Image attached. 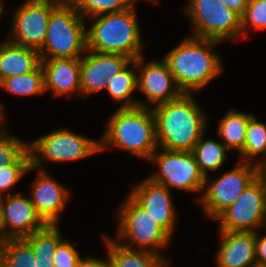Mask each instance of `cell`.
<instances>
[{
	"instance_id": "6da1fadb",
	"label": "cell",
	"mask_w": 266,
	"mask_h": 267,
	"mask_svg": "<svg viewBox=\"0 0 266 267\" xmlns=\"http://www.w3.org/2000/svg\"><path fill=\"white\" fill-rule=\"evenodd\" d=\"M157 143L166 150L192 152L203 135L204 115L191 94L155 106Z\"/></svg>"
},
{
	"instance_id": "7a4b0ae2",
	"label": "cell",
	"mask_w": 266,
	"mask_h": 267,
	"mask_svg": "<svg viewBox=\"0 0 266 267\" xmlns=\"http://www.w3.org/2000/svg\"><path fill=\"white\" fill-rule=\"evenodd\" d=\"M218 42L199 37L187 38L164 58L183 93L200 90L221 73L218 55L210 52Z\"/></svg>"
},
{
	"instance_id": "3957f363",
	"label": "cell",
	"mask_w": 266,
	"mask_h": 267,
	"mask_svg": "<svg viewBox=\"0 0 266 267\" xmlns=\"http://www.w3.org/2000/svg\"><path fill=\"white\" fill-rule=\"evenodd\" d=\"M134 14V6L120 12L100 14L86 31L87 50L122 54L134 61L135 67L142 66L140 29Z\"/></svg>"
},
{
	"instance_id": "277c9868",
	"label": "cell",
	"mask_w": 266,
	"mask_h": 267,
	"mask_svg": "<svg viewBox=\"0 0 266 267\" xmlns=\"http://www.w3.org/2000/svg\"><path fill=\"white\" fill-rule=\"evenodd\" d=\"M148 108L117 109L108 121L104 142L149 160L158 143L155 116Z\"/></svg>"
},
{
	"instance_id": "5b68a950",
	"label": "cell",
	"mask_w": 266,
	"mask_h": 267,
	"mask_svg": "<svg viewBox=\"0 0 266 267\" xmlns=\"http://www.w3.org/2000/svg\"><path fill=\"white\" fill-rule=\"evenodd\" d=\"M82 20V15L69 2H61L50 14L44 45L39 50L41 60L50 55L52 58H80L82 50H87Z\"/></svg>"
},
{
	"instance_id": "8992f818",
	"label": "cell",
	"mask_w": 266,
	"mask_h": 267,
	"mask_svg": "<svg viewBox=\"0 0 266 267\" xmlns=\"http://www.w3.org/2000/svg\"><path fill=\"white\" fill-rule=\"evenodd\" d=\"M61 241L56 224L25 238H9L0 244V267H54L52 258Z\"/></svg>"
},
{
	"instance_id": "52a82bcc",
	"label": "cell",
	"mask_w": 266,
	"mask_h": 267,
	"mask_svg": "<svg viewBox=\"0 0 266 267\" xmlns=\"http://www.w3.org/2000/svg\"><path fill=\"white\" fill-rule=\"evenodd\" d=\"M186 9L195 26L194 37L221 41L241 35V16L221 0H190Z\"/></svg>"
},
{
	"instance_id": "ba28073f",
	"label": "cell",
	"mask_w": 266,
	"mask_h": 267,
	"mask_svg": "<svg viewBox=\"0 0 266 267\" xmlns=\"http://www.w3.org/2000/svg\"><path fill=\"white\" fill-rule=\"evenodd\" d=\"M215 219L221 221L220 231L255 232L253 228L266 222V179L263 175Z\"/></svg>"
},
{
	"instance_id": "9c48e42d",
	"label": "cell",
	"mask_w": 266,
	"mask_h": 267,
	"mask_svg": "<svg viewBox=\"0 0 266 267\" xmlns=\"http://www.w3.org/2000/svg\"><path fill=\"white\" fill-rule=\"evenodd\" d=\"M102 142L78 136L65 129L54 131L44 137L40 136L33 144L28 145L31 167H40L42 157L52 162L77 160L86 157L105 149L107 145ZM38 153H42L41 156Z\"/></svg>"
},
{
	"instance_id": "30bf717a",
	"label": "cell",
	"mask_w": 266,
	"mask_h": 267,
	"mask_svg": "<svg viewBox=\"0 0 266 267\" xmlns=\"http://www.w3.org/2000/svg\"><path fill=\"white\" fill-rule=\"evenodd\" d=\"M163 151L160 154L154 152L149 159L160 167V172L149 177L150 180L167 188L171 186L190 191L205 187V176L200 172L192 152Z\"/></svg>"
},
{
	"instance_id": "8fae6325",
	"label": "cell",
	"mask_w": 266,
	"mask_h": 267,
	"mask_svg": "<svg viewBox=\"0 0 266 267\" xmlns=\"http://www.w3.org/2000/svg\"><path fill=\"white\" fill-rule=\"evenodd\" d=\"M243 163L211 183L205 195L199 199L209 217L215 219L261 175L258 163Z\"/></svg>"
},
{
	"instance_id": "7c38bea8",
	"label": "cell",
	"mask_w": 266,
	"mask_h": 267,
	"mask_svg": "<svg viewBox=\"0 0 266 267\" xmlns=\"http://www.w3.org/2000/svg\"><path fill=\"white\" fill-rule=\"evenodd\" d=\"M125 201L120 209L118 237H125L132 243H137L140 249L148 248V251L158 253L154 248L164 247L170 235L157 225L147 211L131 196Z\"/></svg>"
},
{
	"instance_id": "4fadbf2b",
	"label": "cell",
	"mask_w": 266,
	"mask_h": 267,
	"mask_svg": "<svg viewBox=\"0 0 266 267\" xmlns=\"http://www.w3.org/2000/svg\"><path fill=\"white\" fill-rule=\"evenodd\" d=\"M61 2L26 0L15 11L12 34L16 40L10 42L39 51L44 45L50 14Z\"/></svg>"
},
{
	"instance_id": "5bb4252c",
	"label": "cell",
	"mask_w": 266,
	"mask_h": 267,
	"mask_svg": "<svg viewBox=\"0 0 266 267\" xmlns=\"http://www.w3.org/2000/svg\"><path fill=\"white\" fill-rule=\"evenodd\" d=\"M86 51L90 54L80 58V89L84 95L107 88L109 80L134 62L122 54Z\"/></svg>"
},
{
	"instance_id": "9a60e30c",
	"label": "cell",
	"mask_w": 266,
	"mask_h": 267,
	"mask_svg": "<svg viewBox=\"0 0 266 267\" xmlns=\"http://www.w3.org/2000/svg\"><path fill=\"white\" fill-rule=\"evenodd\" d=\"M2 198H0V210L5 228V241L9 238H25L47 225L36 212L30 199L9 195L3 203ZM6 227H11L9 232Z\"/></svg>"
},
{
	"instance_id": "2e32d148",
	"label": "cell",
	"mask_w": 266,
	"mask_h": 267,
	"mask_svg": "<svg viewBox=\"0 0 266 267\" xmlns=\"http://www.w3.org/2000/svg\"><path fill=\"white\" fill-rule=\"evenodd\" d=\"M130 196L162 227L170 236L174 228L175 212L166 186L149 178L137 185Z\"/></svg>"
},
{
	"instance_id": "e0dca14e",
	"label": "cell",
	"mask_w": 266,
	"mask_h": 267,
	"mask_svg": "<svg viewBox=\"0 0 266 267\" xmlns=\"http://www.w3.org/2000/svg\"><path fill=\"white\" fill-rule=\"evenodd\" d=\"M137 88L156 106L176 100L183 94L164 59L163 62H150L143 67L141 75L137 77Z\"/></svg>"
},
{
	"instance_id": "ac0fdd59",
	"label": "cell",
	"mask_w": 266,
	"mask_h": 267,
	"mask_svg": "<svg viewBox=\"0 0 266 267\" xmlns=\"http://www.w3.org/2000/svg\"><path fill=\"white\" fill-rule=\"evenodd\" d=\"M218 267H256V232L221 231Z\"/></svg>"
},
{
	"instance_id": "d6986e66",
	"label": "cell",
	"mask_w": 266,
	"mask_h": 267,
	"mask_svg": "<svg viewBox=\"0 0 266 267\" xmlns=\"http://www.w3.org/2000/svg\"><path fill=\"white\" fill-rule=\"evenodd\" d=\"M44 70L45 90L56 95L80 89V58L55 57L41 61Z\"/></svg>"
},
{
	"instance_id": "ffe728a7",
	"label": "cell",
	"mask_w": 266,
	"mask_h": 267,
	"mask_svg": "<svg viewBox=\"0 0 266 267\" xmlns=\"http://www.w3.org/2000/svg\"><path fill=\"white\" fill-rule=\"evenodd\" d=\"M32 197L30 200L41 218L47 224H57L68 191L43 171L34 182Z\"/></svg>"
},
{
	"instance_id": "44dd1931",
	"label": "cell",
	"mask_w": 266,
	"mask_h": 267,
	"mask_svg": "<svg viewBox=\"0 0 266 267\" xmlns=\"http://www.w3.org/2000/svg\"><path fill=\"white\" fill-rule=\"evenodd\" d=\"M38 50L4 42L0 46V83L12 76L35 71L41 65Z\"/></svg>"
},
{
	"instance_id": "7402d4cb",
	"label": "cell",
	"mask_w": 266,
	"mask_h": 267,
	"mask_svg": "<svg viewBox=\"0 0 266 267\" xmlns=\"http://www.w3.org/2000/svg\"><path fill=\"white\" fill-rule=\"evenodd\" d=\"M107 240L108 267H154L162 258L158 253L143 250L138 252L129 245Z\"/></svg>"
},
{
	"instance_id": "603a6c76",
	"label": "cell",
	"mask_w": 266,
	"mask_h": 267,
	"mask_svg": "<svg viewBox=\"0 0 266 267\" xmlns=\"http://www.w3.org/2000/svg\"><path fill=\"white\" fill-rule=\"evenodd\" d=\"M252 117V115L230 110L226 117L221 120L218 134L226 142L224 145L227 149L237 148L240 153L242 152L245 144L246 128Z\"/></svg>"
},
{
	"instance_id": "cb8c5ba5",
	"label": "cell",
	"mask_w": 266,
	"mask_h": 267,
	"mask_svg": "<svg viewBox=\"0 0 266 267\" xmlns=\"http://www.w3.org/2000/svg\"><path fill=\"white\" fill-rule=\"evenodd\" d=\"M227 147L224 144L213 140L203 141V135L197 141L192 153L195 156L200 172L205 176V186L207 185V170H217L225 159Z\"/></svg>"
},
{
	"instance_id": "d4e9b609",
	"label": "cell",
	"mask_w": 266,
	"mask_h": 267,
	"mask_svg": "<svg viewBox=\"0 0 266 267\" xmlns=\"http://www.w3.org/2000/svg\"><path fill=\"white\" fill-rule=\"evenodd\" d=\"M137 88V76L134 71L128 70L127 66L109 80L107 90L109 95L116 101L125 100L121 108L146 107L139 101H132L129 96Z\"/></svg>"
},
{
	"instance_id": "484cf974",
	"label": "cell",
	"mask_w": 266,
	"mask_h": 267,
	"mask_svg": "<svg viewBox=\"0 0 266 267\" xmlns=\"http://www.w3.org/2000/svg\"><path fill=\"white\" fill-rule=\"evenodd\" d=\"M0 86L11 93L19 95L38 94L45 91L44 70L40 65L35 71L8 77L4 79Z\"/></svg>"
},
{
	"instance_id": "4316f807",
	"label": "cell",
	"mask_w": 266,
	"mask_h": 267,
	"mask_svg": "<svg viewBox=\"0 0 266 267\" xmlns=\"http://www.w3.org/2000/svg\"><path fill=\"white\" fill-rule=\"evenodd\" d=\"M261 152H265L266 155V125L258 122L255 117H252L246 128L245 144L240 154L246 157L244 160L247 163H252V160L250 161L248 158H253V156ZM264 161L262 163L257 162L258 166L261 168L266 167V159Z\"/></svg>"
},
{
	"instance_id": "83f0119b",
	"label": "cell",
	"mask_w": 266,
	"mask_h": 267,
	"mask_svg": "<svg viewBox=\"0 0 266 267\" xmlns=\"http://www.w3.org/2000/svg\"><path fill=\"white\" fill-rule=\"evenodd\" d=\"M135 0H71L69 3L82 15L98 17L106 11L120 12L132 8ZM152 1V0H151Z\"/></svg>"
},
{
	"instance_id": "f1b7e54d",
	"label": "cell",
	"mask_w": 266,
	"mask_h": 267,
	"mask_svg": "<svg viewBox=\"0 0 266 267\" xmlns=\"http://www.w3.org/2000/svg\"><path fill=\"white\" fill-rule=\"evenodd\" d=\"M33 169L31 167V155L29 149L13 164L0 169V198L1 192L10 189L20 180L22 175Z\"/></svg>"
},
{
	"instance_id": "f546056e",
	"label": "cell",
	"mask_w": 266,
	"mask_h": 267,
	"mask_svg": "<svg viewBox=\"0 0 266 267\" xmlns=\"http://www.w3.org/2000/svg\"><path fill=\"white\" fill-rule=\"evenodd\" d=\"M28 144L19 142L14 136L0 132V169L13 165L26 151Z\"/></svg>"
},
{
	"instance_id": "4dcf8cb0",
	"label": "cell",
	"mask_w": 266,
	"mask_h": 267,
	"mask_svg": "<svg viewBox=\"0 0 266 267\" xmlns=\"http://www.w3.org/2000/svg\"><path fill=\"white\" fill-rule=\"evenodd\" d=\"M252 25L256 29L266 28V0H249L244 14L241 16V35L246 26Z\"/></svg>"
},
{
	"instance_id": "1f68e13d",
	"label": "cell",
	"mask_w": 266,
	"mask_h": 267,
	"mask_svg": "<svg viewBox=\"0 0 266 267\" xmlns=\"http://www.w3.org/2000/svg\"><path fill=\"white\" fill-rule=\"evenodd\" d=\"M52 260L54 267H76L80 257L70 242L62 240L56 247Z\"/></svg>"
},
{
	"instance_id": "d6a6232c",
	"label": "cell",
	"mask_w": 266,
	"mask_h": 267,
	"mask_svg": "<svg viewBox=\"0 0 266 267\" xmlns=\"http://www.w3.org/2000/svg\"><path fill=\"white\" fill-rule=\"evenodd\" d=\"M256 265L266 266V236L262 239L256 234Z\"/></svg>"
},
{
	"instance_id": "836d02e7",
	"label": "cell",
	"mask_w": 266,
	"mask_h": 267,
	"mask_svg": "<svg viewBox=\"0 0 266 267\" xmlns=\"http://www.w3.org/2000/svg\"><path fill=\"white\" fill-rule=\"evenodd\" d=\"M227 8L233 10L238 15L242 16L246 7L248 6L249 0H221Z\"/></svg>"
},
{
	"instance_id": "e575fe53",
	"label": "cell",
	"mask_w": 266,
	"mask_h": 267,
	"mask_svg": "<svg viewBox=\"0 0 266 267\" xmlns=\"http://www.w3.org/2000/svg\"><path fill=\"white\" fill-rule=\"evenodd\" d=\"M76 267H108V262L93 258L87 260L80 259Z\"/></svg>"
},
{
	"instance_id": "d590c367",
	"label": "cell",
	"mask_w": 266,
	"mask_h": 267,
	"mask_svg": "<svg viewBox=\"0 0 266 267\" xmlns=\"http://www.w3.org/2000/svg\"><path fill=\"white\" fill-rule=\"evenodd\" d=\"M5 242V228L3 225L1 210H0V244Z\"/></svg>"
},
{
	"instance_id": "8d00e7d4",
	"label": "cell",
	"mask_w": 266,
	"mask_h": 267,
	"mask_svg": "<svg viewBox=\"0 0 266 267\" xmlns=\"http://www.w3.org/2000/svg\"><path fill=\"white\" fill-rule=\"evenodd\" d=\"M167 262L162 258L154 267H167Z\"/></svg>"
},
{
	"instance_id": "74e56055",
	"label": "cell",
	"mask_w": 266,
	"mask_h": 267,
	"mask_svg": "<svg viewBox=\"0 0 266 267\" xmlns=\"http://www.w3.org/2000/svg\"><path fill=\"white\" fill-rule=\"evenodd\" d=\"M261 174L266 179V167L261 168Z\"/></svg>"
},
{
	"instance_id": "f35d334b",
	"label": "cell",
	"mask_w": 266,
	"mask_h": 267,
	"mask_svg": "<svg viewBox=\"0 0 266 267\" xmlns=\"http://www.w3.org/2000/svg\"><path fill=\"white\" fill-rule=\"evenodd\" d=\"M2 11H3V8L1 7V4H0V16L2 14Z\"/></svg>"
},
{
	"instance_id": "ab89813d",
	"label": "cell",
	"mask_w": 266,
	"mask_h": 267,
	"mask_svg": "<svg viewBox=\"0 0 266 267\" xmlns=\"http://www.w3.org/2000/svg\"><path fill=\"white\" fill-rule=\"evenodd\" d=\"M3 117H2V113H0V121H3V120H1ZM0 124H1V122H0ZM1 131V130H0Z\"/></svg>"
},
{
	"instance_id": "60d3db41",
	"label": "cell",
	"mask_w": 266,
	"mask_h": 267,
	"mask_svg": "<svg viewBox=\"0 0 266 267\" xmlns=\"http://www.w3.org/2000/svg\"><path fill=\"white\" fill-rule=\"evenodd\" d=\"M71 0H62V2H70Z\"/></svg>"
}]
</instances>
